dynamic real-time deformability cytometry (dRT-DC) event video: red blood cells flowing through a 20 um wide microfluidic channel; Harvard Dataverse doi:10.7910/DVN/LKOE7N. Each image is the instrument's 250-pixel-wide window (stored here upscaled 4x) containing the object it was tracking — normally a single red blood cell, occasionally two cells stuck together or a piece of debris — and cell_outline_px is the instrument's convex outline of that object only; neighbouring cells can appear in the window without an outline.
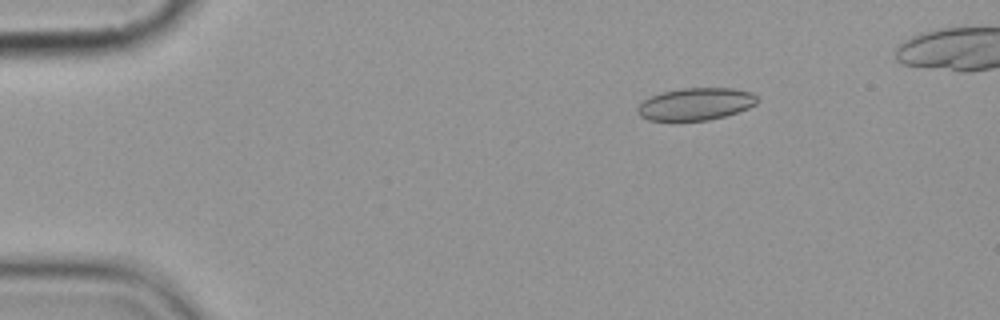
{"species": "common noctule bat (a hibernating species)", "species_latin": "Nyctalus noctula", "temperature_condition": "cold", "stored_images_in_passage": 6, "camera_frame_rate_fps": 3000, "um_per_image_px": 0.085, "animal": {"sex": "female", "body_mass_g": 19.9}, "frame": {"image": 1, "passage_image": 3, "time_ms": 2.333, "image_size_px": [1000, 320], "cell_outline_px": [[756, 104], [748, 108], [724, 116], [708, 120], [648, 120], [640, 116], [636, 112], [636, 108], [644, 100], [652, 96], [664, 92], [680, 88], [732, 88], [752, 92], [756, 96]], "centroid_in_image_um": [59.12, 8.84], "position_along_channel_um": 25.9, "area_um2": 22.31}}